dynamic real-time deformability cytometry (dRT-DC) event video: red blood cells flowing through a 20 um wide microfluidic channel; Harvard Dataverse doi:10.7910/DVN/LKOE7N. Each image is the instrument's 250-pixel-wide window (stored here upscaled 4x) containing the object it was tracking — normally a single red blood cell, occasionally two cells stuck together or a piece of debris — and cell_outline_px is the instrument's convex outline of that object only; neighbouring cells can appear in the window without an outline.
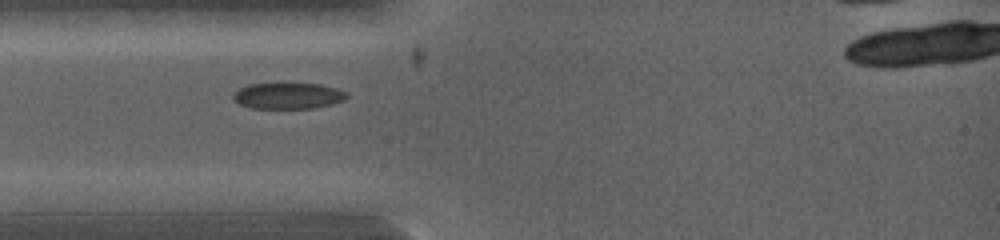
{"species": "common noctule bat (a hibernating species)", "species_latin": "Nyctalus noctula", "temperature_condition": "warm", "stored_images_in_passage": 2, "camera_frame_rate_fps": 5000, "um_per_image_px": 0.085, "animal": {"sex": "female", "body_mass_g": 19.0, "forearm_length_mm": 53.3}, "frame": {"image": 1, "passage_image": 1, "time_ms": 0.0, "image_size_px": [1000, 240], "cell_outline_px": [[348, 96], [344, 100], [332, 104], [312, 108], [252, 108], [240, 104], [232, 96], [240, 88], [248, 84], [320, 84], [336, 88], [348, 92]], "centroid_in_image_um": [24.53, 8.14], "position_along_channel_um": 60.5, "area_um2": 17.05}}
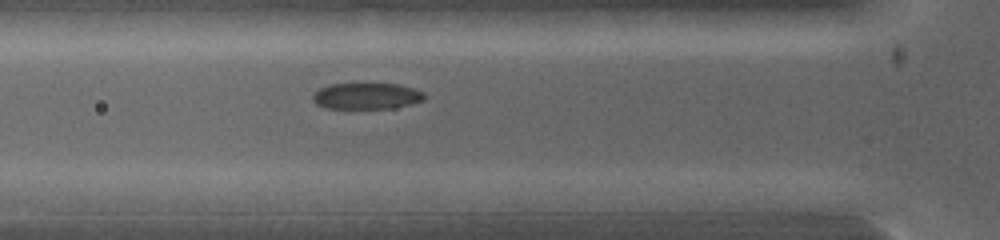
{"frame": {"image": 2, "passage_image": 2, "time_ms": 0.6, "image_size_px": [1000, 240], "cell_outline_px": [[424, 100], [392, 108], [324, 108], [316, 104], [312, 100], [312, 96], [320, 88], [328, 84], [400, 84], [424, 92]], "centroid_in_image_um": [31.13, 8.16], "position_along_channel_um": 94.7, "area_um2": 16.94}}